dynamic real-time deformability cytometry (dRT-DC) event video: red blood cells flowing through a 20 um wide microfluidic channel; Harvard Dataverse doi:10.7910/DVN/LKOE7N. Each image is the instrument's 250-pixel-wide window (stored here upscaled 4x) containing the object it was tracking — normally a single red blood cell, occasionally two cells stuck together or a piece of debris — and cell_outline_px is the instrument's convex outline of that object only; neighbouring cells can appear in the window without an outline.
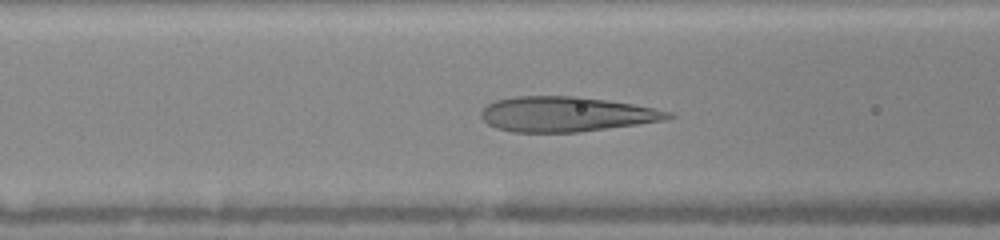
{"species": "human", "species_latin": "Homo sapiens", "temperature_condition": "warm", "stored_images_in_passage": 39, "camera_frame_rate_fps": 3000, "um_per_image_px": 0.085, "donor": {"sex": "female"}, "frame": {"image": 1, "passage_image": 20, "time_ms": 6.667, "image_size_px": [1000, 240], "cell_outline_px": [[676, 116], [664, 120], [636, 124], [576, 132], [512, 132], [496, 128], [488, 124], [480, 116], [480, 112], [488, 104], [496, 100], [516, 96], [576, 96], [632, 104], [672, 112]], "centroid_in_image_um": [48.08, 9.7], "position_along_channel_um": 118.5, "area_um2": 37.8}}
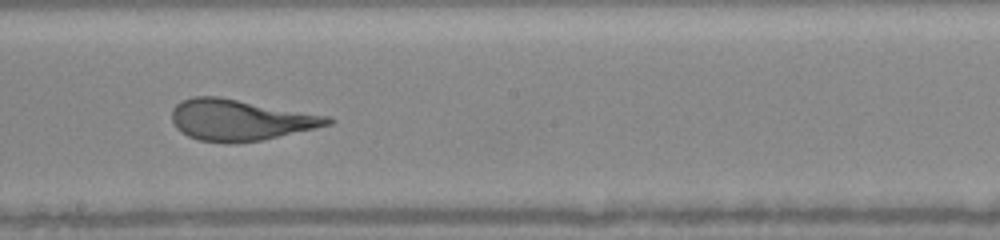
{"frame": {"image": 2, "passage_image": 28, "time_ms": 9.333, "image_size_px": [1000, 240], "cell_outline_px": [[336, 120], [332, 124], [264, 140], [232, 144], [224, 144], [200, 140], [188, 136], [180, 132], [176, 128], [172, 120], [172, 108], [176, 104], [192, 96], [220, 96], [332, 116]], "centroid_in_image_um": [20.44, 10.2], "position_along_channel_um": 227.8, "area_um2": 37.97}}
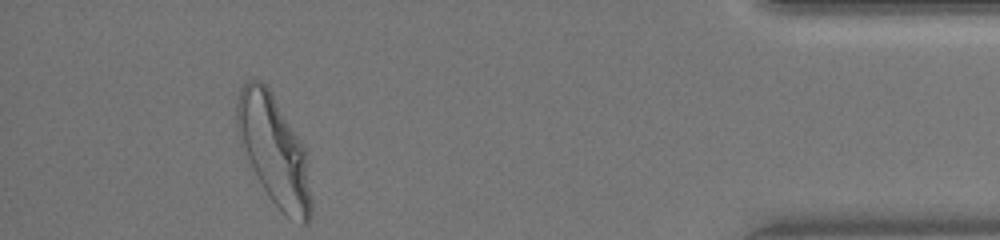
{"frame": {"image": 3, "passage_image": 39, "time_ms": 15.0, "image_size_px": [1000, 240], "cell_outline_px": [[312, 212], [308, 224], [300, 224], [288, 216], [268, 196], [252, 168], [240, 144], [236, 124], [236, 100], [240, 88], [244, 80], [260, 80], [272, 92], [300, 140], [304, 148], [312, 200]], "centroid_in_image_um": [23.27, 12.76], "position_along_channel_um": 411.9, "area_um2": 46.99}, "authors_computed_cell_mechanics": {"area_um2": 39.593, "velocity_mm_per_s": 4.0975, "shape_relaxation_time_tau1_ms": 3.7675, "shape_relaxation_time_tau2_ms": 0.827, "deformation_change_tau1": 0.2318, "deformation_change_tau2": 0.0866}}